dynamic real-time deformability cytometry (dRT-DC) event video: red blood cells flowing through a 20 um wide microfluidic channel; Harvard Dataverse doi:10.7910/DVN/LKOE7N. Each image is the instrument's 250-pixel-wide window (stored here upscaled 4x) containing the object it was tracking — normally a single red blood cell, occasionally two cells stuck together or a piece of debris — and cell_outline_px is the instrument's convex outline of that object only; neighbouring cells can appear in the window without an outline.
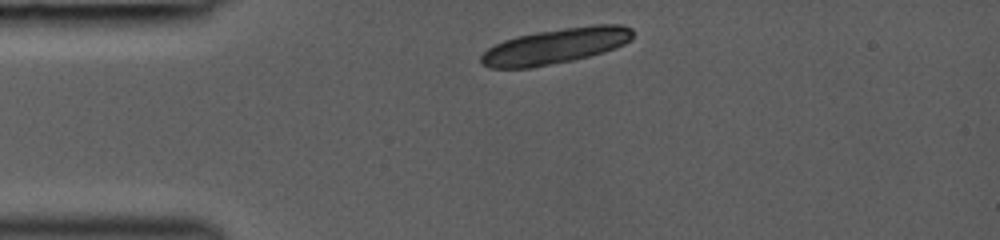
{"species": "common noctule bat (a hibernating species)", "species_latin": "Nyctalus noctula", "temperature_condition": "room temperature", "stored_images_in_passage": 14, "camera_frame_rate_fps": 3000, "um_per_image_px": 0.085, "animal": {"sex": "female", "body_mass_g": 19.0, "forearm_length_mm": 53.3}, "frame": {"image": 1, "passage_image": 1, "time_ms": 0.0, "image_size_px": [1000, 240], "cell_outline_px": [[632, 40], [616, 48], [604, 52], [572, 60], [532, 68], [492, 68], [480, 64], [480, 56], [488, 48], [504, 40], [516, 36], [536, 32], [592, 24], [620, 24], [632, 28]], "centroid_in_image_um": [47.23, 3.91], "position_along_channel_um": 37.8, "area_um2": 31.5}}